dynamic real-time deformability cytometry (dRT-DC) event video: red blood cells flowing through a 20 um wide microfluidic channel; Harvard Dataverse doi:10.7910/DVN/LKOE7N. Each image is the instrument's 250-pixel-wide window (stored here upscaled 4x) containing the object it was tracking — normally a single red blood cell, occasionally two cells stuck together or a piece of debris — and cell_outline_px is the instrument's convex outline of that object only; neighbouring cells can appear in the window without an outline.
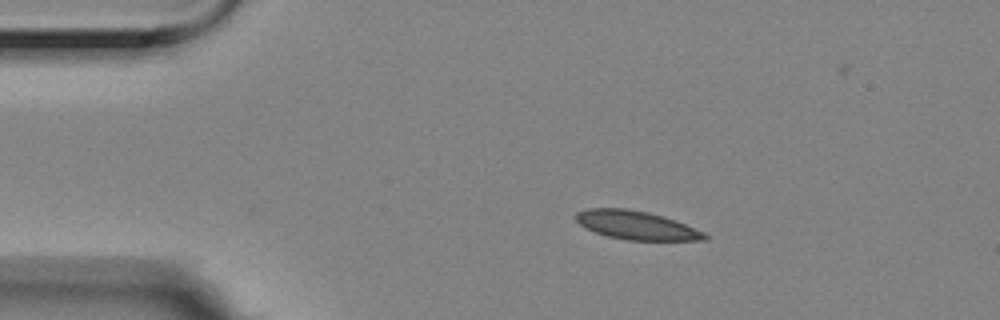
{"species": "Egyptian fruit bat (a non-hibernating species)", "species_latin": "Rousettus aegyptiacus", "temperature_condition": "room temperature", "stored_images_in_passage": 44, "camera_frame_rate_fps": 3000, "um_per_image_px": 0.085, "animal": {"sex": "female"}, "frame": {"image": 1, "passage_image": 1, "time_ms": 0.0, "image_size_px": [1000, 320], "cell_outline_px": [[708, 240], [628, 240], [608, 236], [596, 232], [580, 224], [576, 220], [576, 212], [584, 208], [628, 208], [648, 212], [664, 216], [676, 220], [704, 232], [708, 236]], "centroid_in_image_um": [54.1, 19.13], "position_along_channel_um": 30.9, "area_um2": 21.44}}
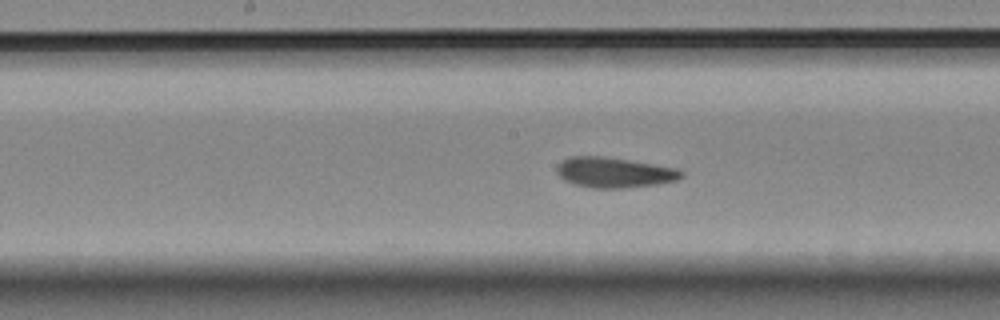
{"frame": {"image": 2, "passage_image": 19, "time_ms": 6.0, "image_size_px": [1000, 320], "cell_outline_px": [[684, 176], [676, 180], [660, 184], [624, 188], [592, 188], [576, 184], [564, 180], [556, 172], [556, 164], [568, 156], [604, 156], [676, 168], [684, 172]], "centroid_in_image_um": [52.18, 14.66], "position_along_channel_um": 196.0, "area_um2": 22.08}}
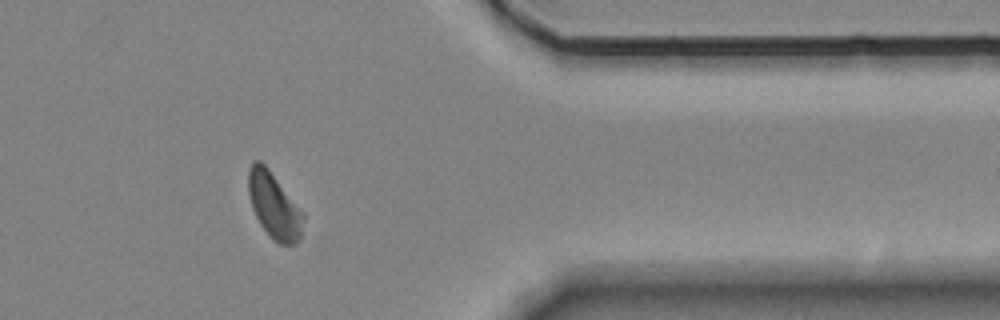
{"frame": {"image": 3, "passage_image": 37, "time_ms": 12.0, "image_size_px": [1000, 320], "cell_outline_px": [[304, 220], [300, 240], [296, 244], [280, 244], [272, 240], [268, 236], [260, 224], [252, 208], [248, 192], [248, 168], [252, 160], [260, 160], [268, 168], [304, 212]], "centroid_in_image_um": [23.3, 17.48], "position_along_channel_um": 388.1, "area_um2": 21.39}, "authors_computed_cell_mechanics": {"area_um2": 21.6172, "velocity_mm_per_s": 3.5055, "shape_relaxation_time_tau1_ms": 5.5222, "shape_relaxation_time_tau2_ms": 1.6583, "deformation_change_tau1": 0.1467, "deformation_change_tau2": 0.0754}}